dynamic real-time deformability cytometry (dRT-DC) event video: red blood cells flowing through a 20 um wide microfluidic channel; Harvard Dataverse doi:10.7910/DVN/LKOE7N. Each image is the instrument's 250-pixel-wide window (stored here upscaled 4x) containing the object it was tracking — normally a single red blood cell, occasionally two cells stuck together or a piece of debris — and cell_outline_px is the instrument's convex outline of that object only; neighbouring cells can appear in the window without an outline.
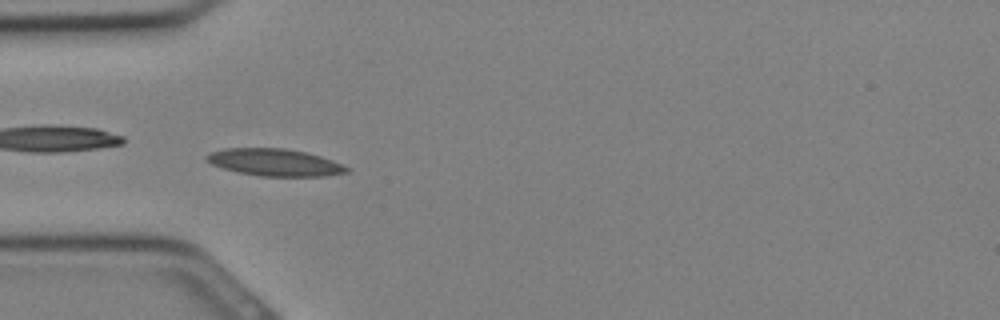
{"species": "Egyptian fruit bat (a non-hibernating species)", "species_latin": "Rousettus aegyptiacus", "temperature_condition": "cold", "stored_images_in_passage": 32, "camera_frame_rate_fps": 3000, "um_per_image_px": 0.085, "animal": {"sex": "female"}, "frame": {"image": 1, "passage_image": 10, "time_ms": 3.0, "image_size_px": [1000, 320], "cell_outline_px": [[352, 168], [348, 172], [324, 176], [260, 176], [240, 172], [224, 168], [212, 164], [204, 160], [204, 156], [212, 152], [224, 148], [284, 148], [304, 152], [320, 156], [332, 160]], "centroid_in_image_um": [23.36, 13.8], "position_along_channel_um": 61.6, "area_um2": 22.08}}
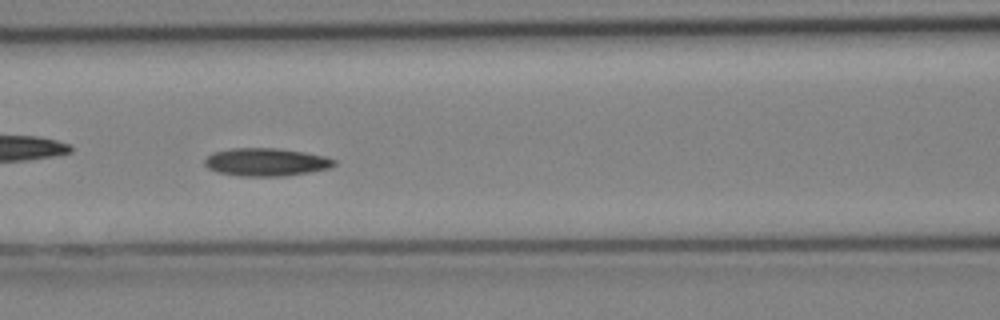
{"frame": {"image": 2, "passage_image": 14, "time_ms": 4.333, "image_size_px": [1000, 320], "cell_outline_px": [[336, 164], [332, 168], [284, 176], [236, 176], [216, 172], [208, 168], [204, 164], [204, 160], [212, 152], [232, 148], [276, 148], [304, 152], [324, 156], [336, 160]], "centroid_in_image_um": [22.6, 13.78], "position_along_channel_um": 144.0, "area_um2": 21.21}}
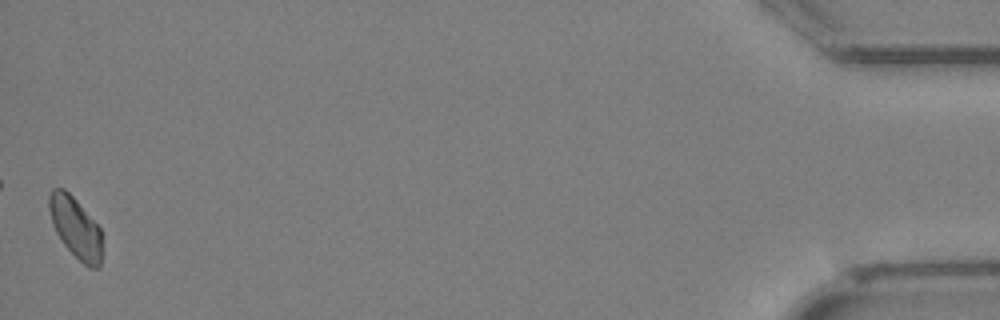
{"frame": {"image": 3, "passage_image": 32, "time_ms": 10.333, "image_size_px": [1000, 320], "cell_outline_px": [[100, 268], [88, 268], [64, 244], [56, 232], [52, 224], [48, 208], [48, 196], [52, 188], [64, 188], [76, 200], [100, 228]], "centroid_in_image_um": [6.38, 19.31], "position_along_channel_um": 428.8, "area_um2": 18.44}}